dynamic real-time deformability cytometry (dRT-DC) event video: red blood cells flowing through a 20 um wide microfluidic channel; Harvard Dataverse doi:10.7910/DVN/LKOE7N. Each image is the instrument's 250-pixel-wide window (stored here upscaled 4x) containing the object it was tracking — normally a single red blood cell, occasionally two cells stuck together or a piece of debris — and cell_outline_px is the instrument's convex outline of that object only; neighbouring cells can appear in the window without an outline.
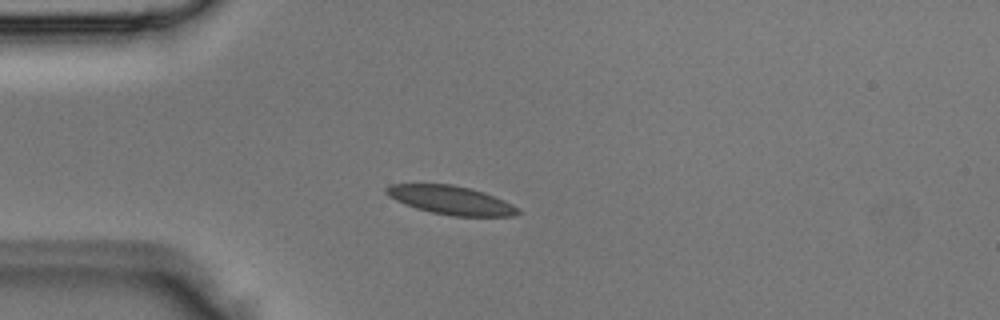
{"species": "Egyptian fruit bat (a non-hibernating species)", "species_latin": "Rousettus aegyptiacus", "temperature_condition": "room temperature", "stored_images_in_passage": 1, "camera_frame_rate_fps": 3000, "um_per_image_px": 0.085, "animal": {"sex": "male"}, "frame": {"image": 1, "passage_image": 1, "time_ms": 0.0, "image_size_px": [1000, 320], "cell_outline_px": [[520, 212], [512, 216], [452, 216], [432, 212], [416, 208], [404, 204], [388, 196], [384, 192], [384, 188], [388, 184], [452, 184], [484, 192], [504, 200], [520, 208]], "centroid_in_image_um": [38.3, 17.01], "position_along_channel_um": 46.7, "area_um2": 21.96}}